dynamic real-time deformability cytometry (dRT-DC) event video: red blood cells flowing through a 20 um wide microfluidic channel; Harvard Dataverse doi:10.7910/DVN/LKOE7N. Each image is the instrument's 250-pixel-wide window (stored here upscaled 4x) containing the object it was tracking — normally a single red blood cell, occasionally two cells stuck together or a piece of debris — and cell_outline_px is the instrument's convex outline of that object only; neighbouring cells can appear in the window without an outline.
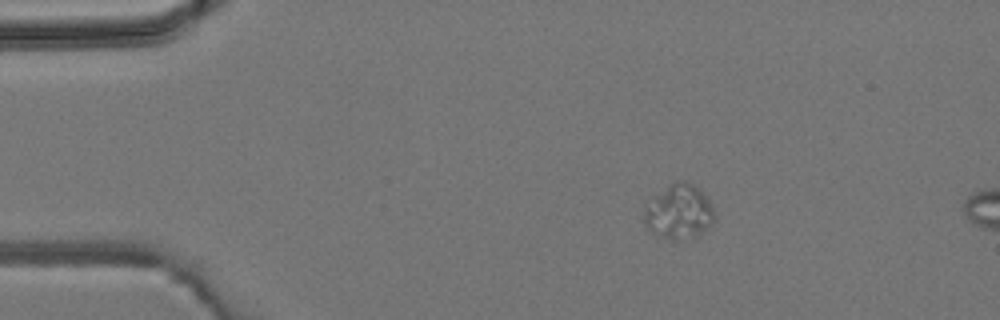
{"species": "common noctule bat (a hibernating species)", "species_latin": "Nyctalus noctula", "temperature_condition": "room temperature", "stored_images_in_passage": 3, "camera_frame_rate_fps": 3000, "um_per_image_px": 0.085, "animal": {"sex": "male", "body_mass_g": 19.2, "forearm_length_mm": 51.8}, "frame": {"image": 1, "passage_image": 1, "time_ms": 0.0, "image_size_px": [1000, 320], "cell_outline_px": [[716, 220], [712, 224], [700, 232], [680, 240], [672, 240], [652, 232], [644, 224], [644, 208], [652, 196], [668, 184], [676, 180], [684, 180], [700, 188], [704, 192], [712, 204]], "centroid_in_image_um": [57.7, 17.95], "position_along_channel_um": 27.3, "area_um2": 22.54}}